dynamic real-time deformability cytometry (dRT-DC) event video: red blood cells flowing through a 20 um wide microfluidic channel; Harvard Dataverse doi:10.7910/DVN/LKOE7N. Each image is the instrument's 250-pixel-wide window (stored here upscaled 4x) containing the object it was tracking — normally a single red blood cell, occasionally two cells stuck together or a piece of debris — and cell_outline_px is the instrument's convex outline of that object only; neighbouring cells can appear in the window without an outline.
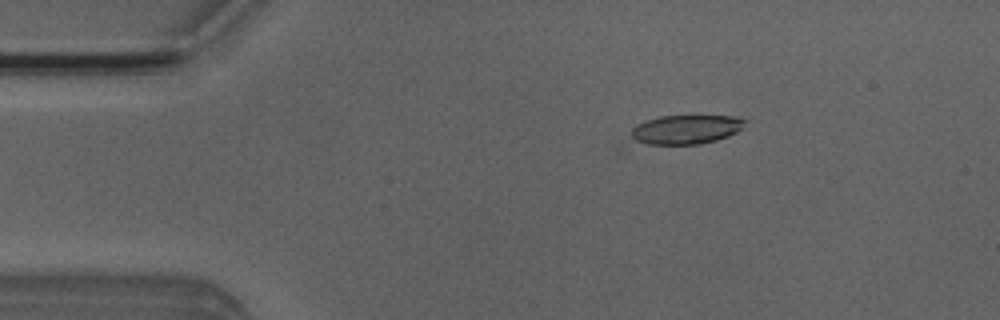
{"species": "Egyptian fruit bat (a non-hibernating species)", "species_latin": "Rousettus aegyptiacus", "temperature_condition": "room temperature", "stored_images_in_passage": 31, "camera_frame_rate_fps": 3000, "um_per_image_px": 0.085, "animal": {"sex": "male"}, "frame": {"image": 1, "passage_image": 2, "time_ms": 0.333, "image_size_px": [1000, 320], "cell_outline_px": [[748, 120], [736, 132], [728, 136], [716, 140], [700, 144], [624, 152], [616, 152], [616, 148], [620, 140], [636, 124], [644, 120], [660, 116], [736, 116]], "centroid_in_image_um": [57.65, 11.21], "position_along_channel_um": 27.3, "area_um2": 23.06}}
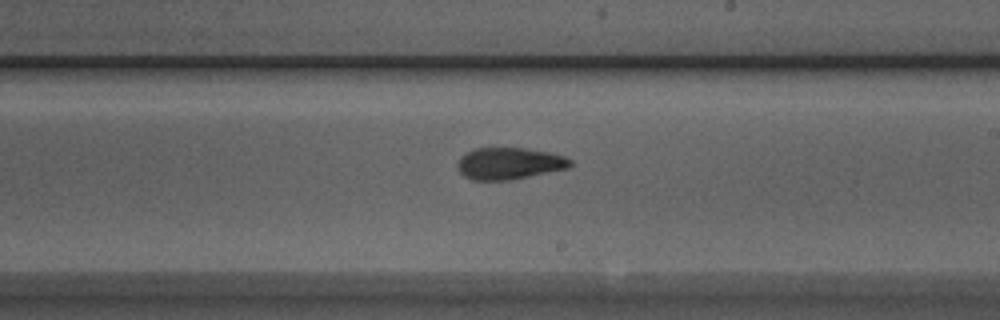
{"frame": {"image": 2, "passage_image": 23, "time_ms": 7.333, "image_size_px": [1000, 320], "cell_outline_px": [[572, 164], [568, 168], [512, 180], [472, 180], [464, 176], [460, 172], [456, 164], [460, 156], [476, 148], [524, 148], [548, 152], [564, 156], [572, 160]], "centroid_in_image_um": [43.27, 13.9], "position_along_channel_um": 245.7, "area_um2": 20.92}}
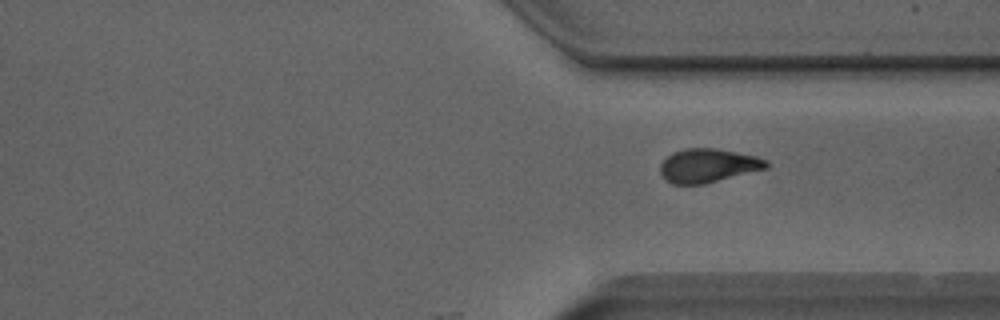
{"frame": {"image": 3, "passage_image": 31, "time_ms": 10.0, "image_size_px": [1000, 320], "cell_outline_px": [[768, 168], [704, 184], [672, 184], [664, 180], [660, 172], [660, 164], [672, 152], [684, 148], [716, 148], [756, 156], [768, 160]], "centroid_in_image_um": [60.17, 14.07], "position_along_channel_um": 351.2, "area_um2": 20.98}}